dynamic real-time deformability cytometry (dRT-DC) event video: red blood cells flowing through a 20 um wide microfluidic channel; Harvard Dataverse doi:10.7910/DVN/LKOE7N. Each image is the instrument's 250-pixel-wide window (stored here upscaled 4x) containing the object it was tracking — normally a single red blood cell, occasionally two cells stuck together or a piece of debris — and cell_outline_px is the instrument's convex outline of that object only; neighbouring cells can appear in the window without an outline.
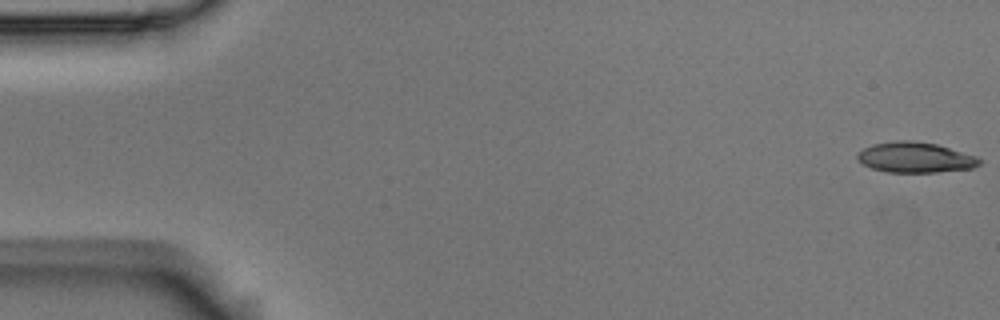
{"species": "Egyptian fruit bat (a non-hibernating species)", "species_latin": "Rousettus aegyptiacus", "temperature_condition": "room temperature", "stored_images_in_passage": 5, "camera_frame_rate_fps": 3000, "um_per_image_px": 0.085, "animal": {"sex": "male"}, "frame": {"image": 1, "passage_image": 1, "time_ms": 0.0, "image_size_px": [1000, 320], "cell_outline_px": [[984, 160], [980, 164], [972, 168], [936, 172], [888, 172], [872, 168], [864, 164], [856, 156], [864, 148], [872, 144], [896, 140], [912, 140], [936, 144], [976, 156]], "centroid_in_image_um": [77.82, 13.37], "position_along_channel_um": 7.2, "area_um2": 21.5}}
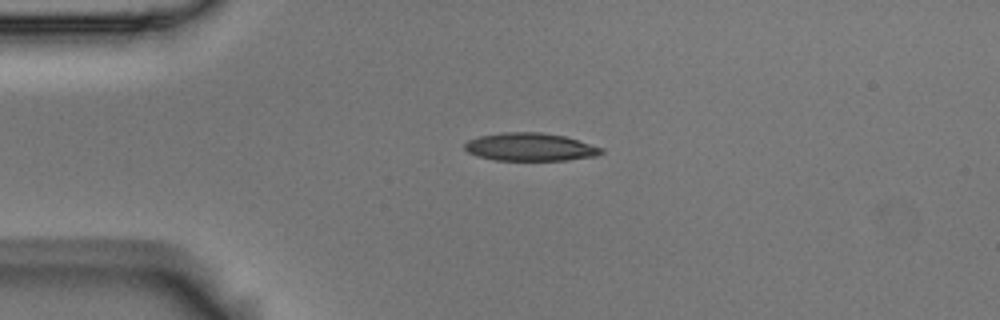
{"frame": {"image": 2, "passage_image": 4, "time_ms": 1.0, "image_size_px": [1000, 320], "cell_outline_px": [[604, 152], [596, 156], [568, 160], [496, 160], [476, 156], [468, 152], [464, 148], [464, 144], [468, 140], [480, 136], [504, 132], [540, 132], [564, 136], [604, 148]], "centroid_in_image_um": [45.07, 12.5], "position_along_channel_um": 39.9, "area_um2": 22.25}}